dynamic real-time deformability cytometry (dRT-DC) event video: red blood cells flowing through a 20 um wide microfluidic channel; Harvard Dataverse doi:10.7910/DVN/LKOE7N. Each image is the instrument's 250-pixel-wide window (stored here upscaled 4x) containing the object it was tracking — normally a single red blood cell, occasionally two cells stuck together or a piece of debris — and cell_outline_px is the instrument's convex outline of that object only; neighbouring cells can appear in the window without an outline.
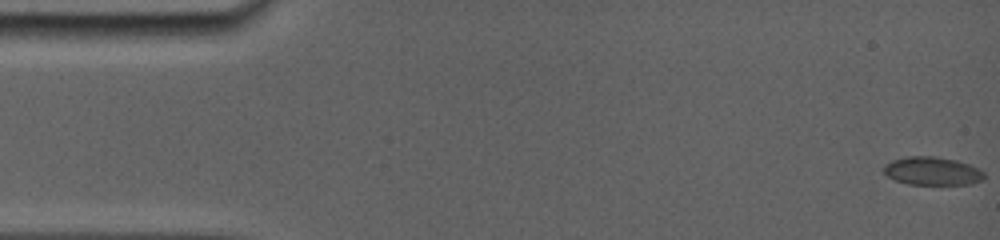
{"species": "common noctule bat (a hibernating species)", "species_latin": "Nyctalus noctula", "temperature_condition": "room temperature", "stored_images_in_passage": 7, "camera_frame_rate_fps": 5000, "um_per_image_px": 0.085, "animal": {"sex": "female", "body_mass_g": 19.0, "forearm_length_mm": 56.7}, "frame": {"image": 1, "passage_image": 1, "time_ms": 0.0, "image_size_px": [1000, 240], "cell_outline_px": [[984, 176], [980, 180], [964, 184], [912, 184], [896, 180], [888, 176], [884, 172], [884, 168], [888, 164], [896, 160], [948, 160], [964, 164], [976, 168], [984, 172]], "centroid_in_image_um": [79.27, 14.63], "position_along_channel_um": 5.7, "area_um2": 14.45}}
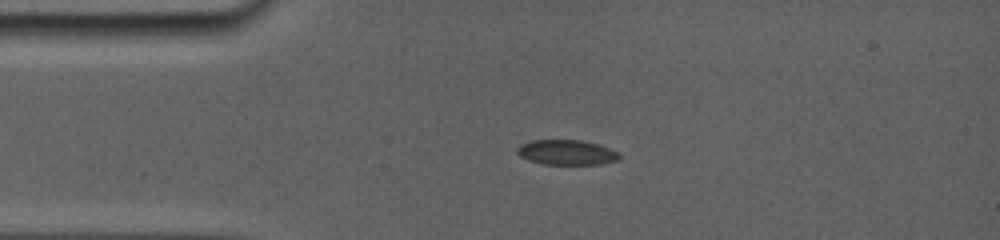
{"frame": {"image": 2, "passage_image": 6, "time_ms": 3.6, "image_size_px": [1000, 240], "cell_outline_px": [[620, 156], [616, 160], [600, 164], [544, 164], [528, 160], [520, 156], [516, 152], [524, 144], [536, 140], [576, 140], [596, 144], [608, 148], [616, 152]], "centroid_in_image_um": [48.15, 12.96], "position_along_channel_um": 36.8, "area_um2": 14.33}}